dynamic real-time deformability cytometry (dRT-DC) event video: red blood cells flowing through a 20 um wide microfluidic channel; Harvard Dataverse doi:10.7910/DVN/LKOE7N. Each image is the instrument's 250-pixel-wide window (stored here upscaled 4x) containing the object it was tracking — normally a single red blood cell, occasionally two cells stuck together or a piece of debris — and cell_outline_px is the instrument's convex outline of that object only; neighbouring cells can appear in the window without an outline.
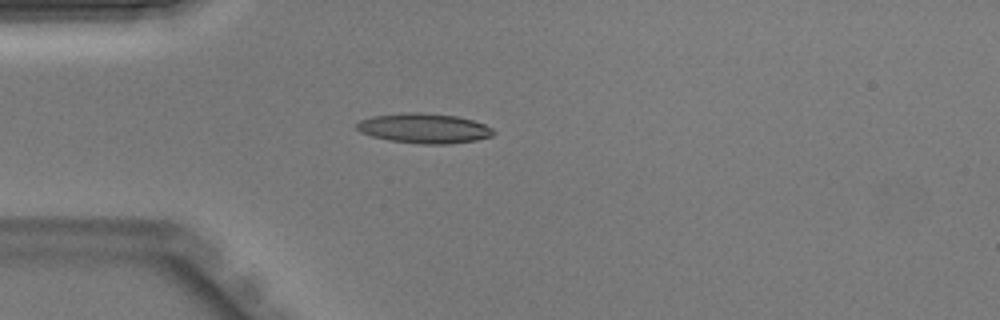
{"species": "Egyptian fruit bat (a non-hibernating species)", "species_latin": "Rousettus aegyptiacus", "temperature_condition": "warm", "stored_images_in_passage": 34, "camera_frame_rate_fps": 3000, "um_per_image_px": 0.085, "animal": {"sex": "male"}, "frame": {"image": 1, "passage_image": 2, "time_ms": 0.333, "image_size_px": [1000, 320], "cell_outline_px": [[496, 132], [492, 136], [476, 140], [448, 144], [420, 144], [388, 140], [372, 136], [360, 132], [356, 128], [356, 124], [360, 120], [372, 116], [408, 112], [416, 112], [456, 116], [472, 120], [484, 124], [492, 128]], "centroid_in_image_um": [36.04, 10.91], "position_along_channel_um": 49.0, "area_um2": 23.76}}
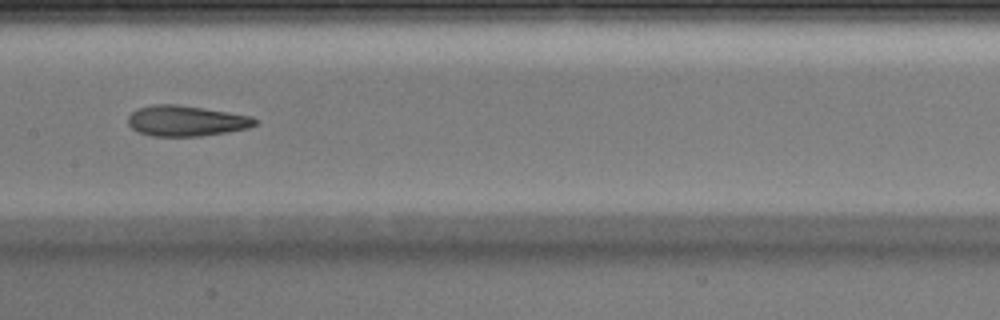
{"frame": {"image": 2, "passage_image": 12, "time_ms": 3.667, "image_size_px": [1000, 320], "cell_outline_px": [[256, 124], [248, 128], [228, 132], [200, 136], [152, 136], [136, 132], [128, 124], [128, 116], [132, 112], [140, 108], [156, 104], [176, 104], [228, 112], [252, 116], [256, 120]], "centroid_in_image_um": [15.81, 10.28], "position_along_channel_um": 191.6, "area_um2": 22.54}}
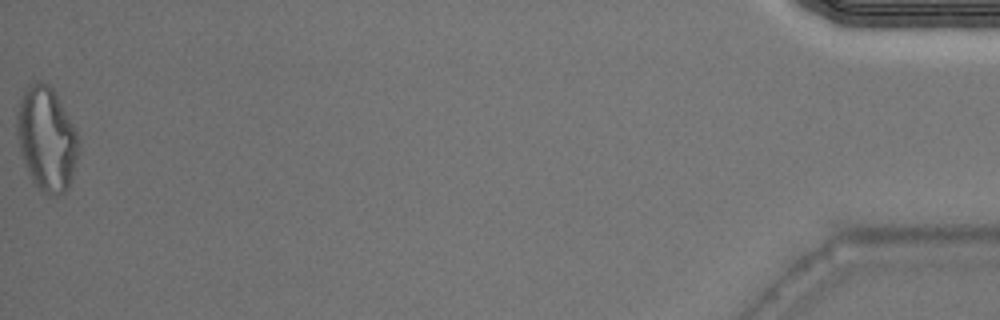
{"frame": {"image": 3, "passage_image": 34, "time_ms": 11.0, "image_size_px": [1000, 320], "cell_outline_px": [[76, 156], [72, 176], [68, 188], [60, 196], [56, 196], [44, 192], [32, 180], [28, 172], [20, 148], [16, 132], [16, 116], [20, 96], [24, 88], [36, 80], [40, 80], [48, 84], [52, 88], [72, 124], [76, 132]], "centroid_in_image_um": [3.91, 11.76], "position_along_channel_um": 431.3, "area_um2": 36.59}}